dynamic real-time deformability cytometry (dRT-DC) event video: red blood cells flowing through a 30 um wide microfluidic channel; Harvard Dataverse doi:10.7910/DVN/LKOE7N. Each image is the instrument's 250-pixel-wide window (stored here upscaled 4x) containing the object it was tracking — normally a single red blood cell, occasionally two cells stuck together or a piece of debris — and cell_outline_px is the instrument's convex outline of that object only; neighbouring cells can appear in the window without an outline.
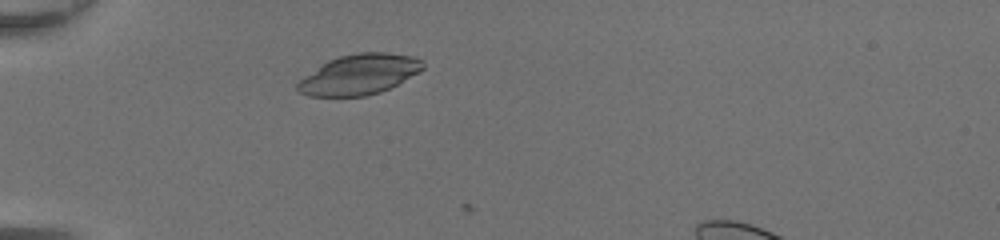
{"species": "common noctule bat (a hibernating species)", "species_latin": "Nyctalus noctula", "temperature_condition": "room temperature", "stored_images_in_passage": 2, "camera_frame_rate_fps": 3000, "um_per_image_px": 0.085, "animal": {"sex": "female", "body_mass_g": 20.0, "forearm_length_mm": 54.0}, "frame": {"image": 1, "passage_image": 1, "time_ms": 0.0, "image_size_px": [1000, 240], "cell_outline_px": [[424, 68], [420, 72], [380, 92], [364, 96], [308, 96], [300, 92], [296, 88], [296, 84], [300, 80], [328, 60], [340, 56], [360, 52], [388, 52], [412, 56], [424, 60]], "centroid_in_image_um": [30.57, 6.32], "position_along_channel_um": 54.4, "area_um2": 29.19}}